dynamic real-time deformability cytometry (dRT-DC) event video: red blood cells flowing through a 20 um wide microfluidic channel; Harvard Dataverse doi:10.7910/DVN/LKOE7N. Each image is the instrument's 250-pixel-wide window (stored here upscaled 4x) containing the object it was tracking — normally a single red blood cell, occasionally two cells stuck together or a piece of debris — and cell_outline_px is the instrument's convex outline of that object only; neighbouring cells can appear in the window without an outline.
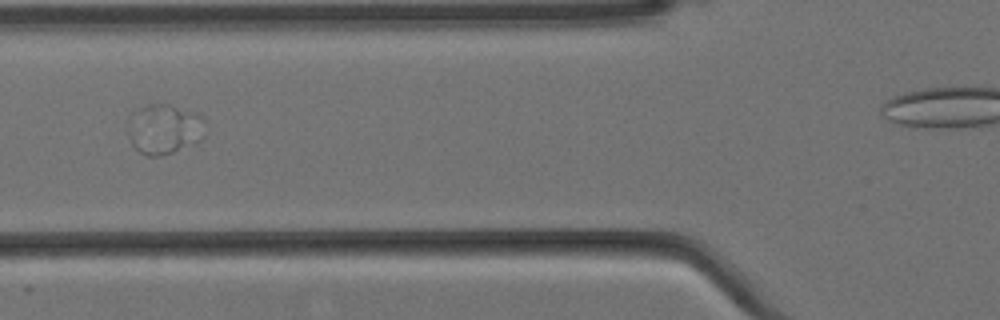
{"species": "Egyptian fruit bat (a non-hibernating species)", "species_latin": "Rousettus aegyptiacus", "temperature_condition": "cold", "stored_images_in_passage": 9, "segment_of_instrument_passage": [2, 2], "camera_frame_rate_fps": 3000, "um_per_image_px": 0.085, "animal": {"sex": "female"}, "frame": {"image": 1, "passage_image": 7, "time_ms": 2.0, "image_size_px": [1000, 320], "cell_outline_px": [[188, 140], [172, 152], [160, 156], [148, 156], [140, 152], [132, 144], [124, 132], [128, 116], [132, 112], [148, 104], [168, 104], [184, 112], [188, 116]], "centroid_in_image_um": [13.37, 10.98], "position_along_channel_um": 112.4, "area_um2": 19.02}}
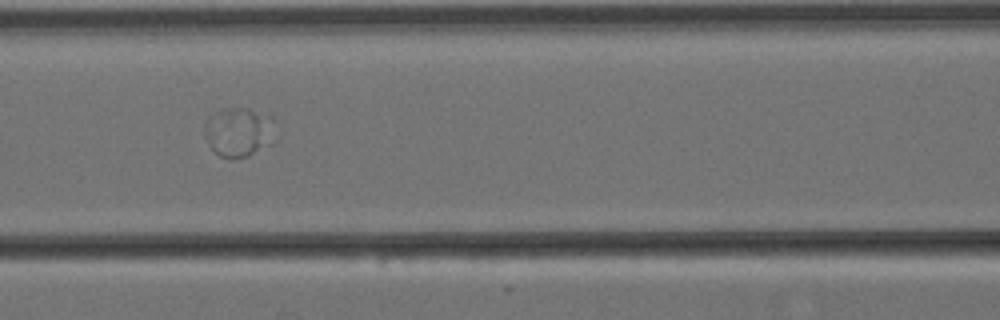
{"frame": {"image": 2, "passage_image": 8, "time_ms": 2.333, "image_size_px": [1000, 320], "cell_outline_px": [[280, 136], [272, 144], [248, 156], [232, 160], [228, 160], [220, 156], [208, 144], [204, 136], [204, 124], [208, 116], [224, 108], [248, 108], [260, 116]], "centroid_in_image_um": [20.22, 11.3], "position_along_channel_um": 146.4, "area_um2": 20.11}}